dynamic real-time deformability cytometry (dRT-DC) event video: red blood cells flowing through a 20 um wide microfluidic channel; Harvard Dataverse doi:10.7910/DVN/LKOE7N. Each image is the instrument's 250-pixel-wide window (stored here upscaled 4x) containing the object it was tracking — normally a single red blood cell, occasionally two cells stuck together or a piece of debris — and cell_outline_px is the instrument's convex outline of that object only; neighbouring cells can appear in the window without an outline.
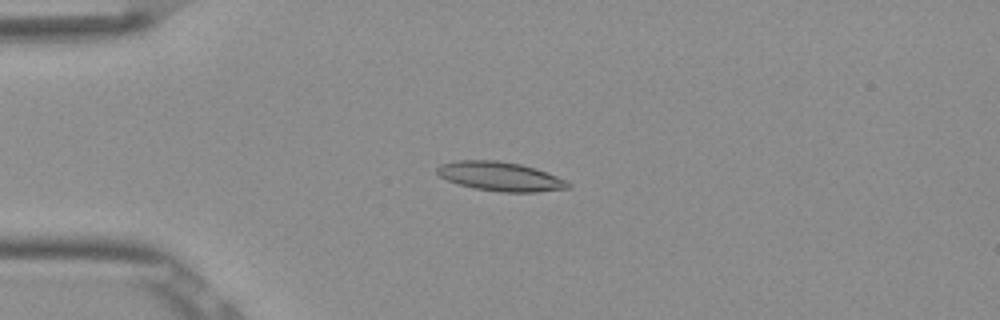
{"species": "Egyptian fruit bat (a non-hibernating species)", "species_latin": "Rousettus aegyptiacus", "temperature_condition": "room temperature", "stored_images_in_passage": 52, "camera_frame_rate_fps": 3000, "um_per_image_px": 0.085, "frame": {"image": 1, "passage_image": 13, "time_ms": 4.0, "image_size_px": [1000, 320], "cell_outline_px": [[572, 188], [536, 192], [504, 192], [476, 188], [460, 184], [448, 180], [440, 176], [436, 172], [436, 168], [440, 164], [452, 160], [496, 160], [520, 164], [536, 168], [568, 180], [572, 184]], "centroid_in_image_um": [42.57, 14.99], "position_along_channel_um": 42.4, "area_um2": 22.37}}
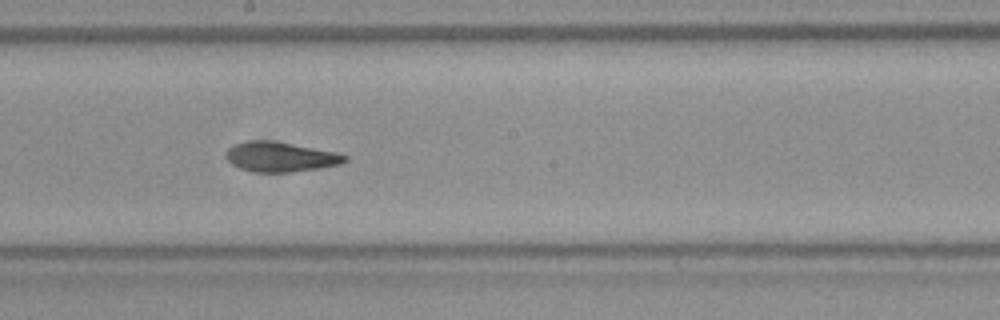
{"frame": {"image": 2, "passage_image": 29, "time_ms": 9.333, "image_size_px": [1000, 320], "cell_outline_px": [[348, 160], [340, 164], [320, 168], [292, 172], [256, 172], [240, 168], [232, 164], [224, 156], [224, 152], [232, 144], [248, 140], [272, 140], [336, 152], [348, 156]], "centroid_in_image_um": [23.8, 13.32], "position_along_channel_um": 224.4, "area_um2": 20.87}}
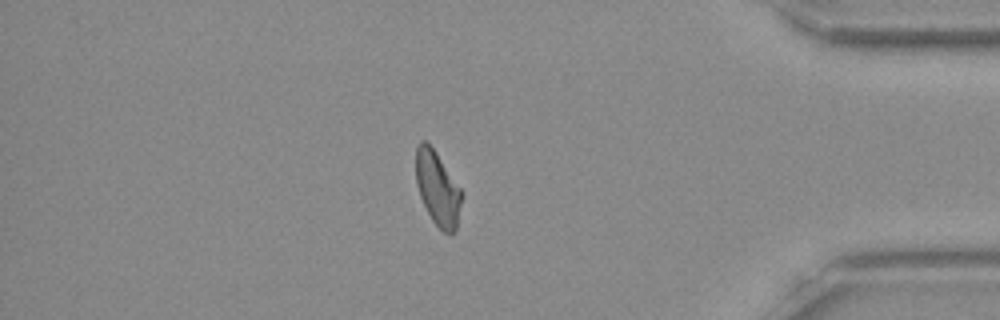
{"frame": {"image": 3, "passage_image": 45, "time_ms": 14.667, "image_size_px": [1000, 320], "cell_outline_px": [[464, 192], [456, 232], [452, 236], [444, 232], [432, 220], [420, 196], [416, 184], [416, 148], [420, 140], [424, 140], [436, 152]], "centroid_in_image_um": [37.23, 16.05], "position_along_channel_um": 398.0, "area_um2": 20.0}, "authors_computed_cell_mechanics": {"area_um2": 20.6346, "velocity_mm_per_s": 3.8733, "shape_relaxation_time_tau1_ms": null, "shape_relaxation_time_tau2_ms": 2.6741, "deformation_change_tau1": null, "deformation_change_tau2": 0.0957}}